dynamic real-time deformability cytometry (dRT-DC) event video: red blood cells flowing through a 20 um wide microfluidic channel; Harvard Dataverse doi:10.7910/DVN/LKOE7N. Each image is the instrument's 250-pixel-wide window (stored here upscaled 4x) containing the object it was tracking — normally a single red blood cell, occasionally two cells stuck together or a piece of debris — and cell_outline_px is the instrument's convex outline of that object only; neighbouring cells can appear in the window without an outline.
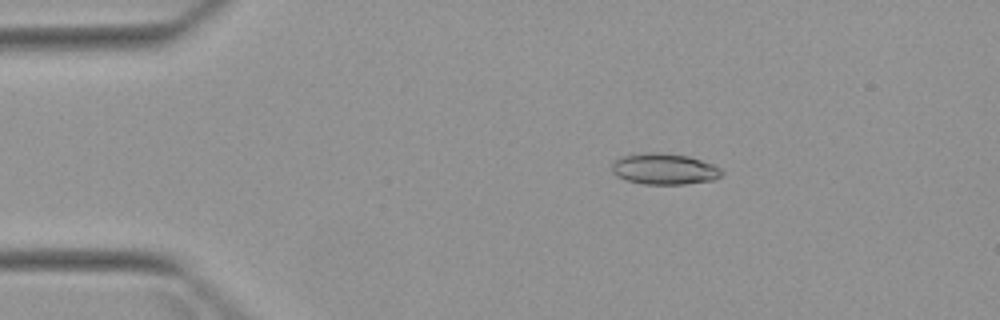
{"species": "Egyptian fruit bat (a non-hibernating species)", "species_latin": "Rousettus aegyptiacus", "temperature_condition": "warm", "stored_images_in_passage": 7, "camera_frame_rate_fps": 3000, "um_per_image_px": 0.085, "animal": {"sex": "female"}, "frame": {"image": 1, "passage_image": 3, "time_ms": 2.667, "image_size_px": [1000, 320], "cell_outline_px": [[724, 172], [720, 176], [712, 180], [684, 184], [644, 184], [628, 180], [616, 176], [612, 172], [612, 164], [620, 156], [644, 152], [656, 152], [688, 156], [712, 164], [720, 168]], "centroid_in_image_um": [56.44, 14.36], "position_along_channel_um": 28.6, "area_um2": 19.83}}
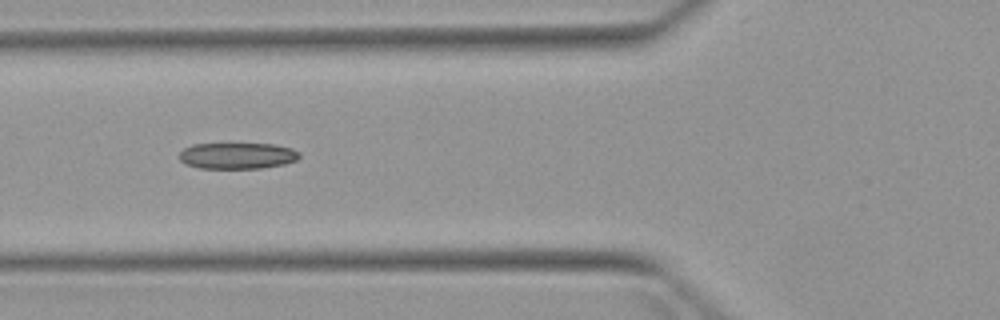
{"frame": {"image": 2, "passage_image": 6, "time_ms": 6.0, "image_size_px": [1000, 320], "cell_outline_px": [[300, 156], [296, 160], [284, 164], [260, 168], [200, 168], [188, 164], [180, 160], [180, 152], [184, 148], [192, 144], [276, 144], [292, 148], [300, 152]], "centroid_in_image_um": [20.21, 13.23], "position_along_channel_um": 105.6, "area_um2": 18.26}}
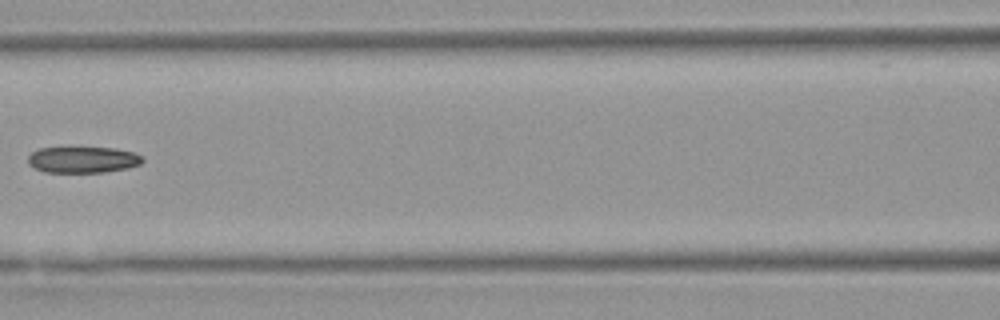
{"frame": {"image": 3, "passage_image": 7, "time_ms": 7.333, "image_size_px": [1000, 320], "cell_outline_px": [[144, 160], [140, 164], [128, 168], [104, 172], [44, 172], [28, 164], [28, 156], [32, 152], [40, 148], [116, 148], [136, 152], [144, 156]], "centroid_in_image_um": [7.09, 13.57], "position_along_channel_um": 159.5, "area_um2": 17.57}}